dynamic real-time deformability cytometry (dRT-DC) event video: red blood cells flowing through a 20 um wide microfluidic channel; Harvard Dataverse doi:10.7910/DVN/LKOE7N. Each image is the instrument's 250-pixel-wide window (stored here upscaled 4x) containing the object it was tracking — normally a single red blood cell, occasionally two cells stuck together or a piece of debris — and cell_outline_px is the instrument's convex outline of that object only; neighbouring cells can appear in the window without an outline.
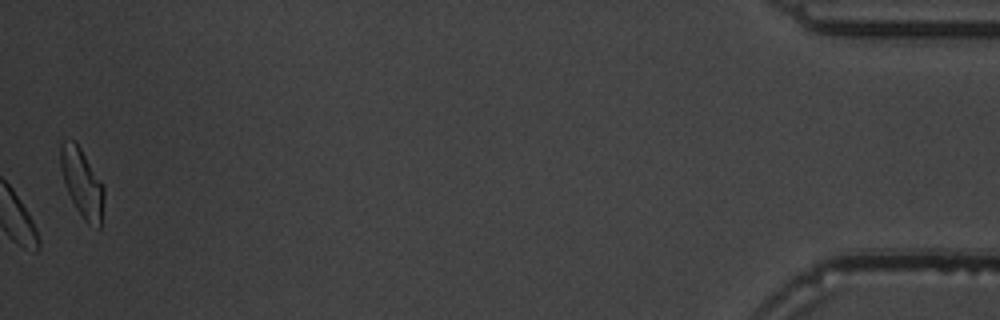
{"species": "common noctule bat (a hibernating species)", "species_latin": "Nyctalus noctula", "temperature_condition": "warm", "stored_images_in_passage": 35, "camera_frame_rate_fps": 3000, "um_per_image_px": 0.085, "animal": {"sex": "male", "body_mass_g": 19.5, "forearm_length_mm": 54.6}, "frame": {"image": 1, "passage_image": 35, "time_ms": 11.333, "image_size_px": [1000, 320], "cell_outline_px": [[104, 196], [100, 228], [88, 224], [84, 220], [76, 208], [68, 192], [60, 168], [60, 144], [64, 140], [76, 140], [104, 188]], "centroid_in_image_um": [6.96, 15.52], "position_along_channel_um": 428.2, "area_um2": 17.05}, "authors_computed_cell_mechanics": {"area_um2": 15.7216, "velocity_mm_per_s": 3.8618, "shape_relaxation_time_tau1_ms": 2.0325, "shape_relaxation_time_tau2_ms": null, "deformation_change_tau1": 0.0879, "deformation_change_tau2": null}}